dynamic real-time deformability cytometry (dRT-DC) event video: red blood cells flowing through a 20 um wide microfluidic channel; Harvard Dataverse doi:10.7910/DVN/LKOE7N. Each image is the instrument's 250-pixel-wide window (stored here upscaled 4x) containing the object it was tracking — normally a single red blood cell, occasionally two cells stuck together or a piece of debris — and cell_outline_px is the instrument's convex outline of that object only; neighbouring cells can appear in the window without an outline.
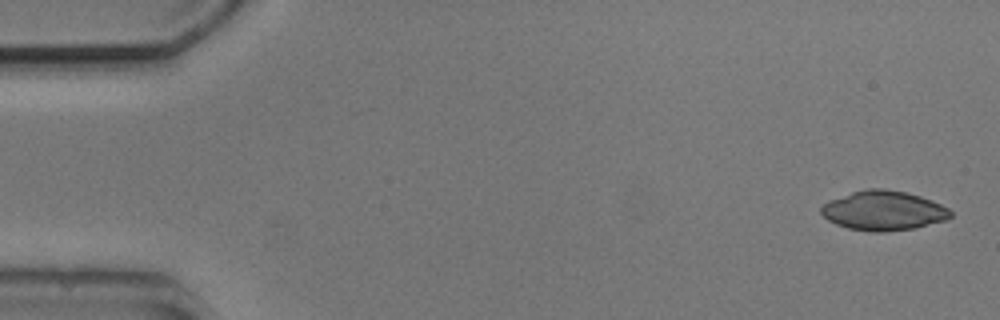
{"species": "common noctule bat (a hibernating species)", "species_latin": "Nyctalus noctula", "temperature_condition": "cold", "stored_images_in_passage": 4, "segment_of_instrument_passage": [1, 2], "camera_frame_rate_fps": 3000, "um_per_image_px": 0.085, "animal": {"sex": "male", "body_mass_g": 20.5, "forearm_length_mm": 52.5}, "frame": {"image": 1, "passage_image": 1, "time_ms": 0.0, "image_size_px": [1000, 320], "cell_outline_px": [[952, 216], [948, 220], [912, 228], [884, 232], [868, 232], [848, 228], [836, 224], [828, 220], [820, 212], [820, 208], [828, 200], [852, 192], [868, 188], [884, 188], [904, 192], [920, 196], [932, 200], [948, 208], [952, 212]], "centroid_in_image_um": [75.09, 17.9], "position_along_channel_um": 9.9, "area_um2": 29.88}}